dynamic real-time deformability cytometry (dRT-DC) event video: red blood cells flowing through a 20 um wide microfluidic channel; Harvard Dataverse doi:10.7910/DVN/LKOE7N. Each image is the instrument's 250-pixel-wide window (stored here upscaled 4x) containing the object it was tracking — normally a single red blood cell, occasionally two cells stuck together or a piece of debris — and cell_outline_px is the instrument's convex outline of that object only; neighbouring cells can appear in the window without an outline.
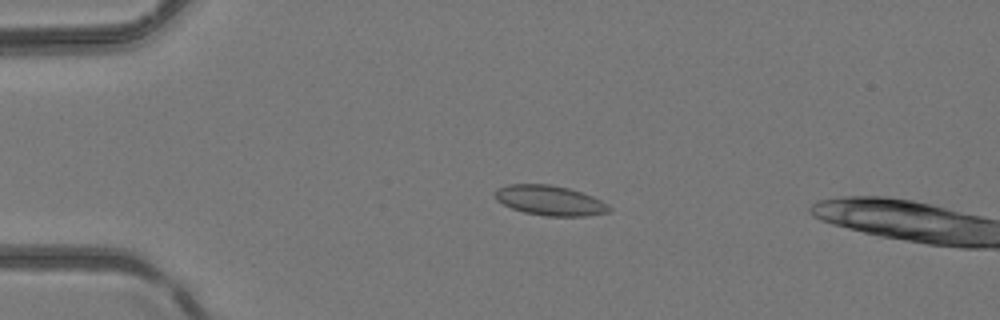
{"species": "common noctule bat (a hibernating species)", "species_latin": "Nyctalus noctula", "temperature_condition": "room temperature", "stored_images_in_passage": 4, "camera_frame_rate_fps": 3000, "um_per_image_px": 0.085, "animal": {"sex": "female", "body_mass_g": 24.6, "forearm_length_mm": 56.2}, "frame": {"image": 1, "passage_image": 1, "time_ms": 0.0, "image_size_px": [1000, 320], "cell_outline_px": [[612, 208], [608, 212], [584, 216], [548, 216], [524, 212], [512, 208], [496, 200], [496, 188], [508, 184], [548, 184], [568, 188], [592, 196], [600, 200]], "centroid_in_image_um": [46.72, 17.03], "position_along_channel_um": 38.3, "area_um2": 19.65}}